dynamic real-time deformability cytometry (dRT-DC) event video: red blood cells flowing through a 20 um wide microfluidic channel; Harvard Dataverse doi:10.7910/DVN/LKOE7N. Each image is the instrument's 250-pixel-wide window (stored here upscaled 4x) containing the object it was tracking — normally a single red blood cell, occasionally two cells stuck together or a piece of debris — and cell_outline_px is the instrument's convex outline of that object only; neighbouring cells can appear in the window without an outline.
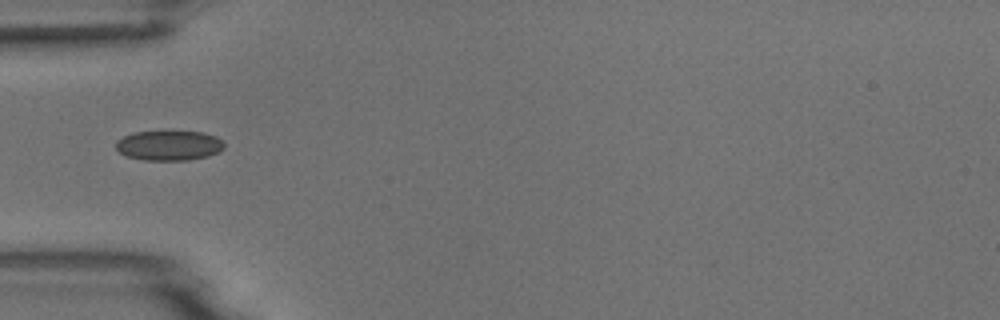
{"species": "common noctule bat (a hibernating species)", "species_latin": "Nyctalus noctula", "temperature_condition": "room temperature", "stored_images_in_passage": 1, "camera_frame_rate_fps": 3000, "um_per_image_px": 0.085, "animal": {"sex": "male", "body_mass_g": 18.8}, "frame": {"image": 1, "passage_image": 1, "time_ms": 0.0, "image_size_px": [1000, 320], "cell_outline_px": [[224, 148], [208, 156], [188, 160], [144, 160], [124, 156], [116, 148], [116, 140], [124, 136], [136, 132], [164, 128], [204, 132], [216, 136], [224, 144]], "centroid_in_image_um": [14.34, 12.31], "position_along_channel_um": 70.7, "area_um2": 19.71}}